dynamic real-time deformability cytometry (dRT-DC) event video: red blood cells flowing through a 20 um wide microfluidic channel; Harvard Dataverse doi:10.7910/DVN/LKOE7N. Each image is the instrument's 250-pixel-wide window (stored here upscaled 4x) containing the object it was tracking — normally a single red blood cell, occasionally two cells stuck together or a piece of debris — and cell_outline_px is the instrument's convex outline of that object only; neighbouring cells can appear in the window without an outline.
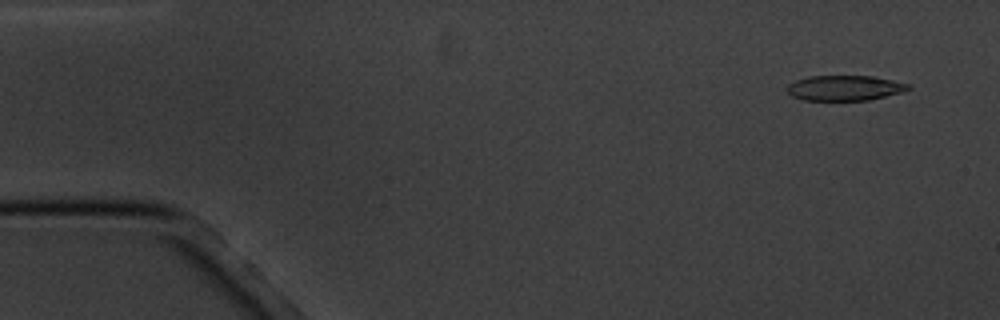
{"species": "common noctule bat (a hibernating species)", "species_latin": "Nyctalus noctula", "temperature_condition": "cold", "stored_images_in_passage": 5, "camera_frame_rate_fps": 3000, "um_per_image_px": 0.085, "animal": {"sex": "male", "body_mass_g": 20.1, "forearm_length_mm": 53.5}, "frame": {"image": 1, "passage_image": 2, "time_ms": 1.0, "image_size_px": [1000, 320], "cell_outline_px": [[912, 88], [900, 92], [868, 100], [800, 100], [792, 96], [788, 92], [788, 84], [796, 80], [808, 76], [872, 76], [892, 80], [908, 84]], "centroid_in_image_um": [71.76, 7.47], "position_along_channel_um": 13.2, "area_um2": 17.63}}